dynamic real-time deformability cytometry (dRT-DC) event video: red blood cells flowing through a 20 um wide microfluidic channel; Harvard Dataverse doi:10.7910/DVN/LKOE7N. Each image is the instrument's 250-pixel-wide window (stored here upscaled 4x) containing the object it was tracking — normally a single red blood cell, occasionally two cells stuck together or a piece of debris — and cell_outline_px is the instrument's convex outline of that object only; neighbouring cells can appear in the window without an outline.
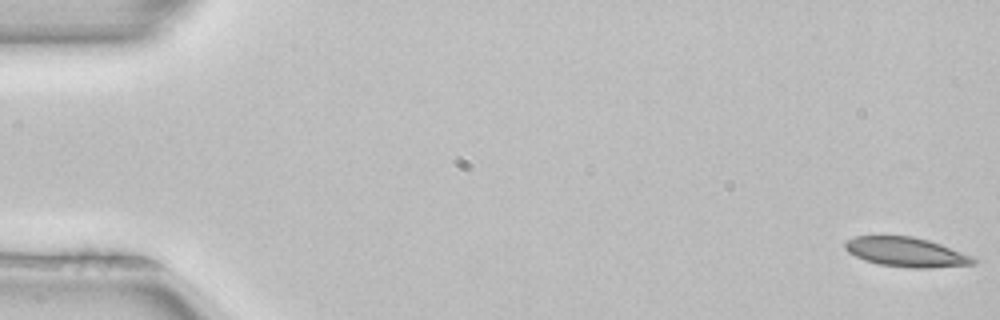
{"species": "common noctule bat (a hibernating species)", "species_latin": "Nyctalus noctula", "temperature_condition": "room temperature", "stored_images_in_passage": 4, "camera_frame_rate_fps": 3000, "um_per_image_px": 0.085, "animal": {"sex": "female", "body_mass_g": 22.7, "forearm_length_mm": 54.2}, "frame": {"image": 1, "passage_image": 1, "time_ms": 0.0, "image_size_px": [1000, 320], "cell_outline_px": [[980, 260], [976, 264], [932, 268], [912, 268], [880, 264], [864, 260], [848, 252], [844, 248], [844, 244], [848, 240], [856, 236], [912, 236], [928, 240], [940, 244], [972, 256]], "centroid_in_image_um": [77.06, 21.43], "position_along_channel_um": 7.9, "area_um2": 22.02}}
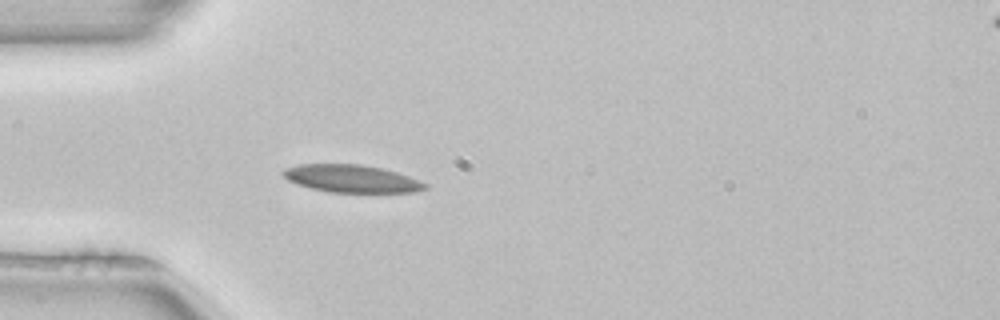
{"frame": {"image": 2, "passage_image": 4, "time_ms": 1.0, "image_size_px": [1000, 320], "cell_outline_px": [[428, 188], [416, 192], [328, 192], [296, 184], [288, 180], [280, 172], [284, 168], [300, 164], [360, 164], [380, 168], [396, 172], [408, 176], [428, 184]], "centroid_in_image_um": [29.86, 15.18], "position_along_channel_um": 55.1, "area_um2": 22.77}}